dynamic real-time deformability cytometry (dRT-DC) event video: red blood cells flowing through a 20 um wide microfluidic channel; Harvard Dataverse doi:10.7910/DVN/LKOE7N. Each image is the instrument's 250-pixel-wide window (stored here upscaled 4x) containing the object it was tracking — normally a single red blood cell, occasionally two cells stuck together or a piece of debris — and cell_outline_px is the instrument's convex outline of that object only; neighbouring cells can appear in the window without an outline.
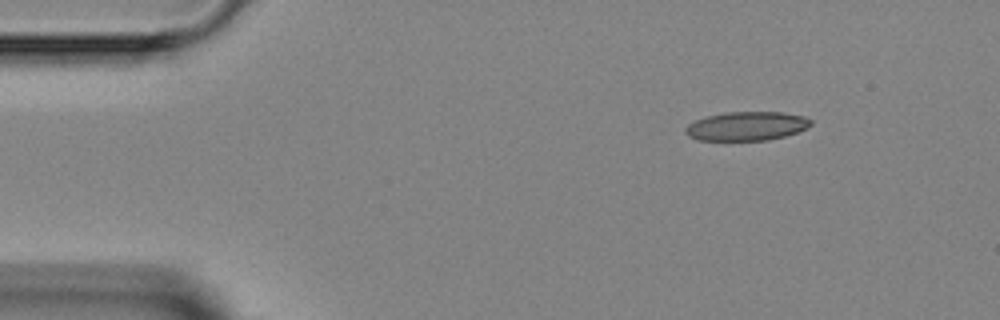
{"species": "Egyptian fruit bat (a non-hibernating species)", "species_latin": "Rousettus aegyptiacus", "temperature_condition": "room temperature", "stored_images_in_passage": 3, "camera_frame_rate_fps": 3000, "um_per_image_px": 0.085, "animal": {"sex": "female"}, "frame": {"image": 1, "passage_image": 1, "time_ms": 0.0, "image_size_px": [1000, 320], "cell_outline_px": [[812, 124], [808, 128], [784, 136], [768, 140], [696, 140], [688, 136], [684, 132], [684, 128], [688, 124], [696, 120], [708, 116], [728, 112], [780, 112], [804, 116], [812, 120]], "centroid_in_image_um": [63.46, 10.72], "position_along_channel_um": 21.5, "area_um2": 21.1}}
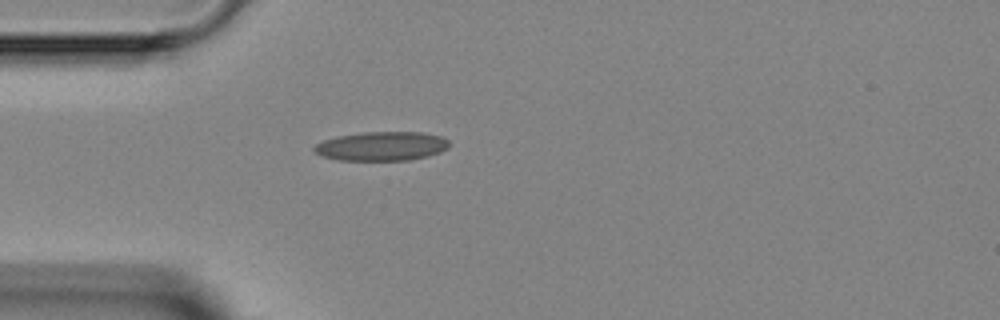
{"frame": {"image": 2, "passage_image": 3, "time_ms": 2.333, "image_size_px": [1000, 320], "cell_outline_px": [[448, 148], [440, 152], [428, 156], [408, 160], [340, 160], [324, 156], [316, 152], [312, 148], [316, 144], [324, 140], [336, 136], [364, 132], [424, 132], [440, 136], [448, 140]], "centroid_in_image_um": [32.45, 12.42], "position_along_channel_um": 52.5, "area_um2": 22.77}}